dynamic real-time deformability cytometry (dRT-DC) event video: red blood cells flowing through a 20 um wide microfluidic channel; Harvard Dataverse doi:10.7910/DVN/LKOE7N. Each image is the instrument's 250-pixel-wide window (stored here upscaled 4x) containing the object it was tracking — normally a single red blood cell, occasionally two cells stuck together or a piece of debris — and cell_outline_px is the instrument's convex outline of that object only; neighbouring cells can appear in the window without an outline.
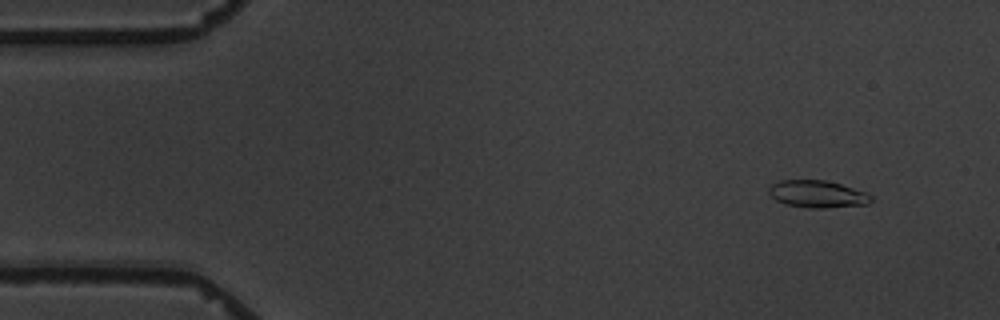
{"species": "common noctule bat (a hibernating species)", "species_latin": "Nyctalus noctula", "temperature_condition": "warm", "stored_images_in_passage": 5, "camera_frame_rate_fps": 3000, "um_per_image_px": 0.085, "animal": {"sex": "male", "body_mass_g": 19.5, "forearm_length_mm": 54.6}, "frame": {"image": 1, "passage_image": 2, "time_ms": 1.0, "image_size_px": [1000, 320], "cell_outline_px": [[872, 200], [868, 204], [824, 208], [812, 208], [788, 204], [776, 200], [768, 192], [768, 188], [772, 184], [780, 180], [824, 180], [840, 184], [868, 192], [872, 196]], "centroid_in_image_um": [69.51, 16.49], "position_along_channel_um": 15.5, "area_um2": 16.13}}